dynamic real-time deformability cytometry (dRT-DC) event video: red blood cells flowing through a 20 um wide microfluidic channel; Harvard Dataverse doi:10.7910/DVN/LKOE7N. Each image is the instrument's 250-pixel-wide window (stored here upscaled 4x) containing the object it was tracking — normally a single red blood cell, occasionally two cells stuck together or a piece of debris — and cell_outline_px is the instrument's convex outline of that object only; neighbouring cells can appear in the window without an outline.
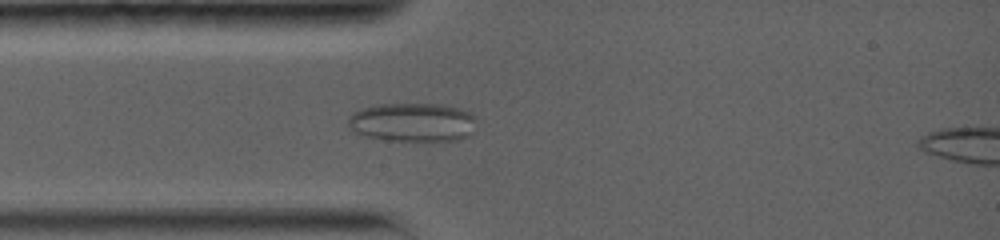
{"species": "common noctule bat (a hibernating species)", "species_latin": "Nyctalus noctula", "temperature_condition": "warm", "stored_images_in_passage": 5, "camera_frame_rate_fps": 5000, "um_per_image_px": 0.085, "animal": {"sex": "female", "body_mass_g": 19.0, "forearm_length_mm": 56.7}, "frame": {"image": 1, "passage_image": 4, "time_ms": 3.0, "image_size_px": [1000, 240], "cell_outline_px": [[476, 116], [468, 136], [460, 140], [424, 144], [384, 140], [368, 136], [356, 132], [348, 124], [348, 116], [352, 112], [372, 104], [444, 104], [460, 108]], "centroid_in_image_um": [35.07, 10.43], "position_along_channel_um": 49.9, "area_um2": 30.0}}